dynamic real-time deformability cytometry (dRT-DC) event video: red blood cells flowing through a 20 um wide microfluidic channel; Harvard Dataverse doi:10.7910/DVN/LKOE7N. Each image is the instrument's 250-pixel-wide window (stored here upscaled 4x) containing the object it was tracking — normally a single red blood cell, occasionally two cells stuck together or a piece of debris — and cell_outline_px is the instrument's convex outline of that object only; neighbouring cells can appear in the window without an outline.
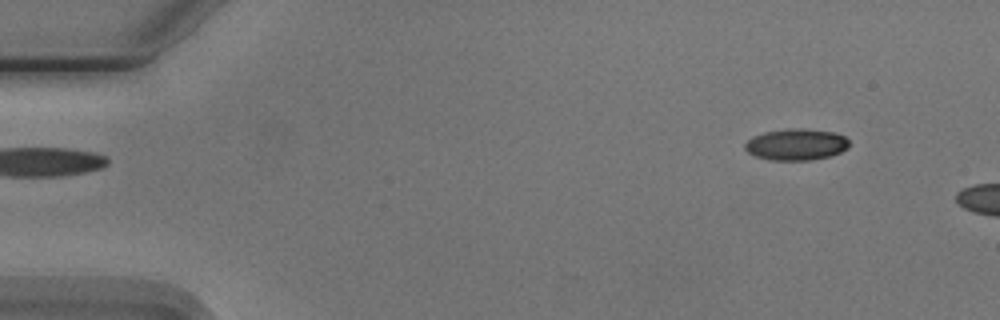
{"species": "Egyptian fruit bat (a non-hibernating species)", "species_latin": "Rousettus aegyptiacus", "temperature_condition": "cold", "stored_images_in_passage": 6, "camera_frame_rate_fps": 3000, "um_per_image_px": 0.085, "animal": {"sex": "male"}, "frame": {"image": 1, "passage_image": 2, "time_ms": 0.333, "image_size_px": [1000, 320], "cell_outline_px": [[848, 148], [832, 156], [812, 160], [768, 160], [756, 156], [748, 152], [744, 148], [744, 144], [752, 136], [764, 132], [788, 128], [804, 128], [836, 132], [844, 136], [848, 140]], "centroid_in_image_um": [67.68, 12.27], "position_along_channel_um": 17.3, "area_um2": 19.36}}